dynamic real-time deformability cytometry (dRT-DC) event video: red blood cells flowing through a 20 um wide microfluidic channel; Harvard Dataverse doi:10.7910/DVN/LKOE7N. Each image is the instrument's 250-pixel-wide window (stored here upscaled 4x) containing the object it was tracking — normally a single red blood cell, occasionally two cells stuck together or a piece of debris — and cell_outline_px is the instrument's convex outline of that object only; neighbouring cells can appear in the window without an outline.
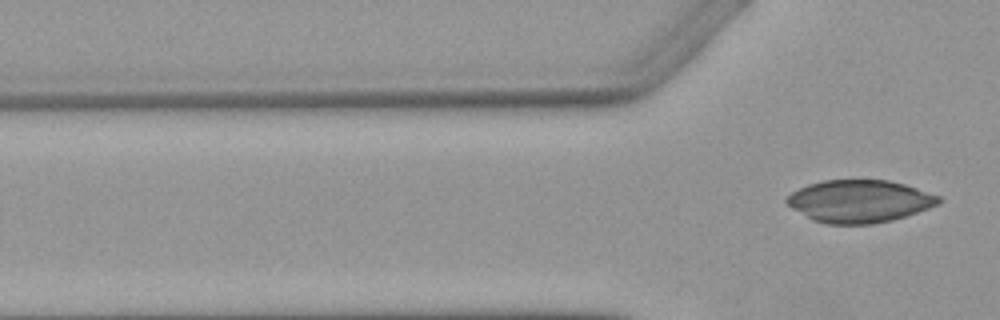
{"species": "Egyptian fruit bat (a non-hibernating species)", "species_latin": "Rousettus aegyptiacus", "temperature_condition": "warm", "stored_images_in_passage": 4, "camera_frame_rate_fps": 3000, "um_per_image_px": 0.085, "animal": {"sex": "female"}, "frame": {"image": 1, "passage_image": 4, "time_ms": 4.667, "image_size_px": [1000, 320], "cell_outline_px": [[940, 204], [892, 220], [872, 224], [824, 224], [812, 220], [792, 208], [784, 200], [792, 192], [808, 184], [824, 180], [888, 180], [904, 184], [940, 196]], "centroid_in_image_um": [73.03, 17.11], "position_along_channel_um": 52.8, "area_um2": 37.45}}